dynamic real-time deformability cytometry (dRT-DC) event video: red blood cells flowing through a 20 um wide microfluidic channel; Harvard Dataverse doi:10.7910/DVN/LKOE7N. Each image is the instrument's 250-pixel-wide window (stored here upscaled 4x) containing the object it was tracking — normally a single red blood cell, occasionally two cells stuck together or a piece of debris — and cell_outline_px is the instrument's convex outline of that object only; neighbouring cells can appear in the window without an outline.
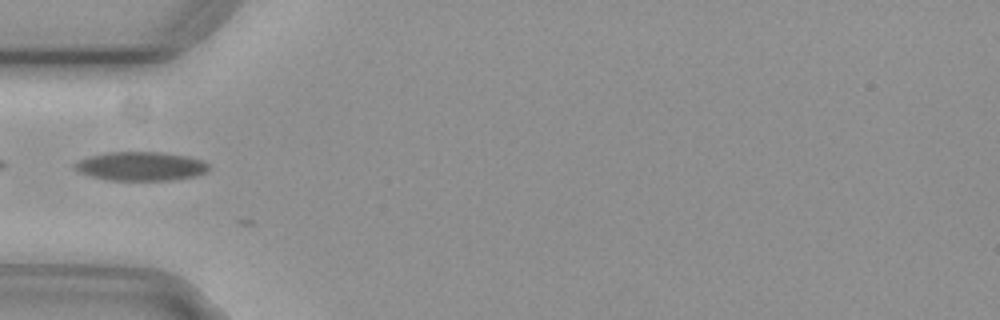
{"species": "common noctule bat (a hibernating species)", "species_latin": "Nyctalus noctula", "temperature_condition": "cold", "stored_images_in_passage": 8, "camera_frame_rate_fps": 3000, "um_per_image_px": 0.085, "animal": {"sex": "female", "body_mass_g": 29.2, "forearm_length_mm": 56.3}, "frame": {"image": 1, "passage_image": 1, "time_ms": 0.0, "image_size_px": [1000, 320], "cell_outline_px": [[208, 168], [204, 172], [196, 176], [168, 180], [108, 180], [92, 176], [80, 172], [72, 168], [72, 164], [88, 156], [108, 152], [160, 152], [188, 156], [200, 160], [208, 164]], "centroid_in_image_um": [11.92, 14.12], "position_along_channel_um": 73.1, "area_um2": 22.43}}